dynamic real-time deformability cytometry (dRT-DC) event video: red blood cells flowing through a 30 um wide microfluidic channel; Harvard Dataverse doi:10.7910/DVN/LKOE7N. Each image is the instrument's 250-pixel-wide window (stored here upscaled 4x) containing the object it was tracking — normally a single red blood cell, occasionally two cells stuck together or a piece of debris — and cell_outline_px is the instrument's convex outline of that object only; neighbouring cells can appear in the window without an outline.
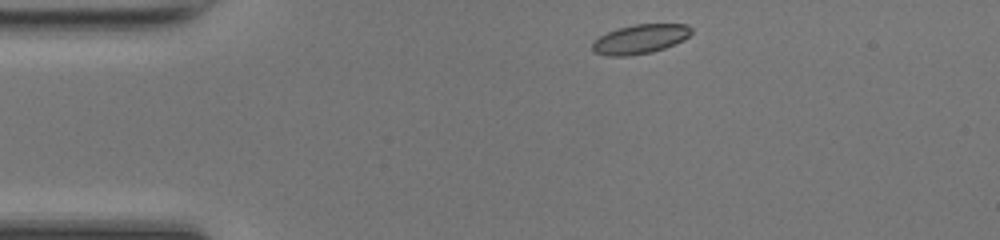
{"species": "common noctule bat (a hibernating species)", "species_latin": "Nyctalus noctula", "temperature_condition": "room temperature", "stored_images_in_passage": 40, "camera_frame_rate_fps": 3000, "um_per_image_px": 0.085, "animal": {"sex": "female", "body_mass_g": 17.0, "forearm_length_mm": 48.0}, "frame": {"image": 1, "passage_image": 1, "time_ms": 0.0, "image_size_px": [1000, 240], "cell_outline_px": [[692, 32], [684, 40], [664, 48], [652, 52], [628, 56], [608, 56], [592, 52], [592, 44], [600, 36], [608, 32], [620, 28], [636, 24], [684, 24], [692, 28]], "centroid_in_image_um": [54.41, 3.33], "position_along_channel_um": 30.6, "area_um2": 16.76}}
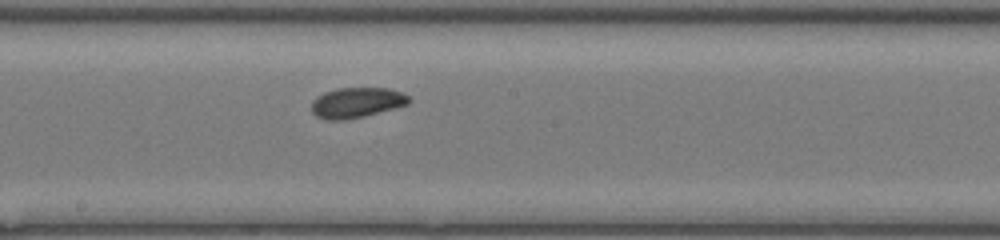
{"frame": {"image": 2, "passage_image": 18, "time_ms": 5.667, "image_size_px": [1000, 240], "cell_outline_px": [[412, 100], [408, 104], [364, 116], [344, 120], [328, 120], [316, 116], [312, 112], [312, 100], [316, 96], [324, 92], [336, 88], [388, 88], [404, 92]], "centroid_in_image_um": [30.31, 8.71], "position_along_channel_um": 217.9, "area_um2": 17.28}}
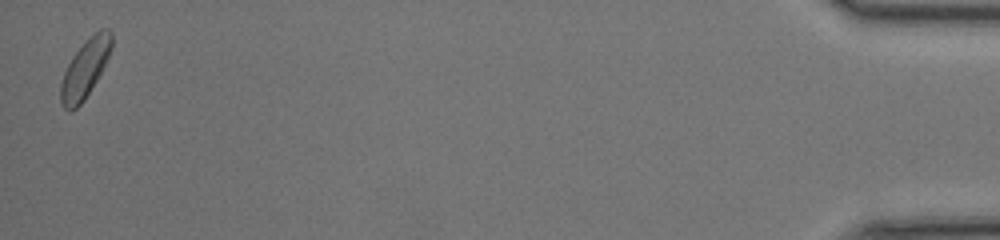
{"frame": {"image": 3, "passage_image": 40, "time_ms": 13.0, "image_size_px": [1000, 240], "cell_outline_px": [[112, 48], [96, 80], [84, 100], [72, 112], [68, 112], [60, 104], [60, 84], [64, 72], [72, 56], [100, 28], [108, 28], [112, 32]], "centroid_in_image_um": [7.2, 5.89], "position_along_channel_um": 428.0, "area_um2": 16.94}, "authors_computed_cell_mechanics": {"area_um2": 16.9354, "velocity_mm_per_s": 4.2374, "shape_relaxation_time_tau1_ms": 7.4495, "shape_relaxation_time_tau2_ms": 4.973, "deformation_change_tau1": 0.1343, "deformation_change_tau2": 0.0971}}